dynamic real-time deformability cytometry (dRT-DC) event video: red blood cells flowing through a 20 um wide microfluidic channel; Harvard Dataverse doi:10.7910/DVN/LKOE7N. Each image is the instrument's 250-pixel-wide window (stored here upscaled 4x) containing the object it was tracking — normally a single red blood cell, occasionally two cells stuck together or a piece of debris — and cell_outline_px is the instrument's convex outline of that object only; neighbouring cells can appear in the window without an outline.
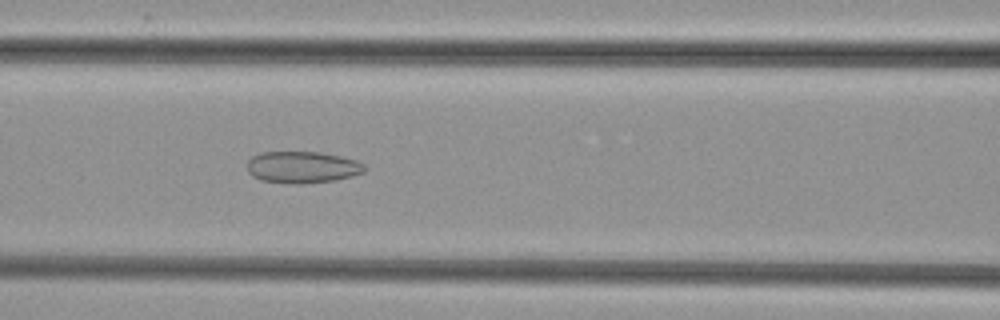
{"species": "common noctule bat (a hibernating species)", "species_latin": "Nyctalus noctula", "temperature_condition": "cold", "stored_images_in_passage": 52, "camera_frame_rate_fps": 3000, "um_per_image_px": 0.085, "animal": {"sex": "female", "body_mass_g": 29.2, "forearm_length_mm": 56.3}, "frame": {"image": 1, "passage_image": 23, "time_ms": 7.333, "image_size_px": [1000, 320], "cell_outline_px": [[368, 168], [364, 172], [352, 176], [336, 180], [300, 184], [292, 184], [260, 180], [252, 176], [248, 172], [248, 160], [252, 156], [260, 152], [320, 152], [340, 156], [356, 160], [364, 164]], "centroid_in_image_um": [25.71, 14.21], "position_along_channel_um": 140.9, "area_um2": 21.91}}
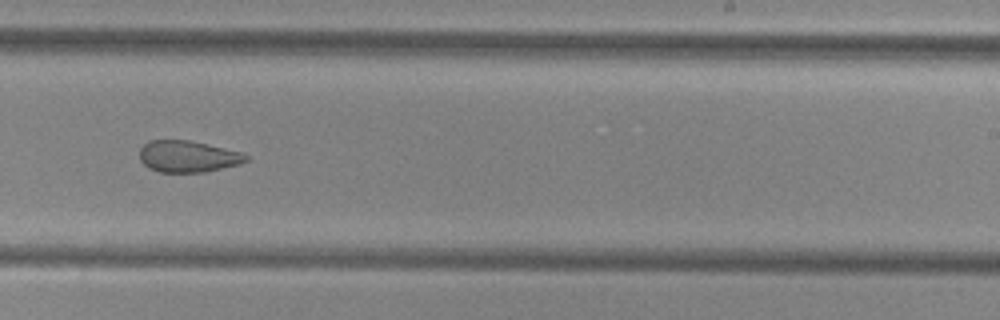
{"frame": {"image": 2, "passage_image": 33, "time_ms": 10.667, "image_size_px": [1000, 320], "cell_outline_px": [[248, 160], [240, 164], [204, 172], [160, 172], [148, 168], [140, 160], [140, 148], [148, 140], [188, 140], [240, 152], [248, 156]], "centroid_in_image_um": [15.93, 13.3], "position_along_channel_um": 273.1, "area_um2": 19.42}}
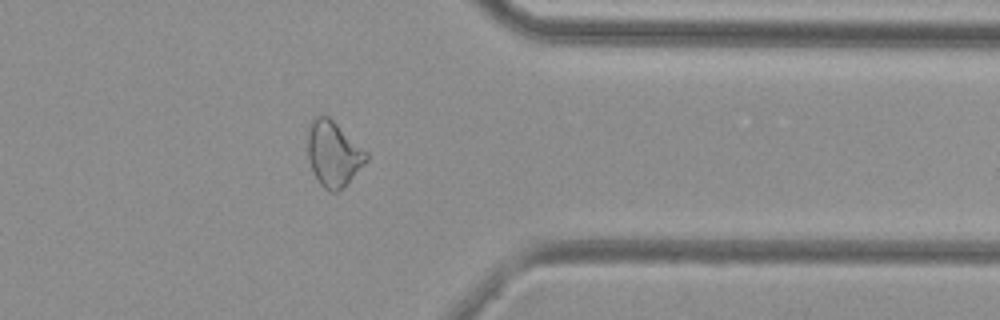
{"frame": {"image": 3, "passage_image": 42, "time_ms": 13.667, "image_size_px": [1000, 320], "cell_outline_px": [[368, 160], [344, 188], [336, 192], [328, 192], [316, 180], [312, 172], [308, 160], [308, 136], [312, 120], [316, 116], [328, 116], [368, 152]], "centroid_in_image_um": [28.35, 13.12], "position_along_channel_um": 383.0, "area_um2": 22.37}}